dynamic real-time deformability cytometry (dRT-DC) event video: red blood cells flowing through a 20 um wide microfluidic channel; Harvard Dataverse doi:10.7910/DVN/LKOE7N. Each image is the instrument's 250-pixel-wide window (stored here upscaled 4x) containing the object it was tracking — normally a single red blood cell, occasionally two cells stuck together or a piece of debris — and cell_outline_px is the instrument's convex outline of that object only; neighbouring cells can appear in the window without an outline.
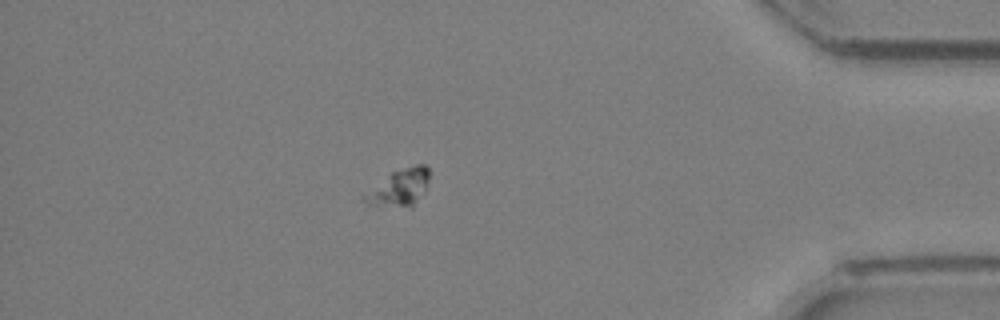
{"species": "Egyptian fruit bat (a non-hibernating species)", "species_latin": "Rousettus aegyptiacus", "temperature_condition": "room temperature", "stored_images_in_passage": 18, "camera_frame_rate_fps": 3000, "um_per_image_px": 0.085, "animal": {"sex": "female"}, "frame": {"image": 1, "passage_image": 15, "time_ms": 4.667, "image_size_px": [1000, 320], "cell_outline_px": [[428, 180], [424, 192], [412, 208], [368, 204], [360, 200], [360, 196], [392, 172], [416, 164], [424, 164], [428, 168]], "centroid_in_image_um": [33.92, 15.97], "position_along_channel_um": 401.3, "area_um2": 13.93}}